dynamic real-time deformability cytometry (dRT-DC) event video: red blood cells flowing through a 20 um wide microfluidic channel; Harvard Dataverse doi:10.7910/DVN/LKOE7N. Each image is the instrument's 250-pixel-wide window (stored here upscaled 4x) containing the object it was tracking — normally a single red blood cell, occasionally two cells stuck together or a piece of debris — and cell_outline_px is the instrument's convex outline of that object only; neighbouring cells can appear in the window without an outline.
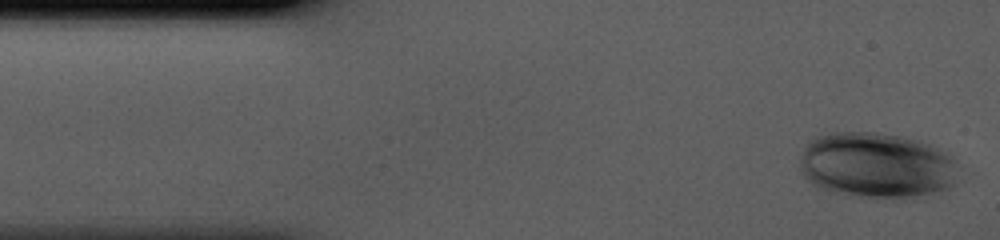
{"species": "human", "species_latin": "Homo sapiens", "temperature_condition": "cold", "stored_images_in_passage": 36, "camera_frame_rate_fps": 3000, "um_per_image_px": 0.085, "donor": {"sex": "male"}, "frame": {"image": 1, "passage_image": 1, "time_ms": 0.0, "image_size_px": [1000, 240], "cell_outline_px": [[952, 184], [948, 188], [932, 192], [896, 200], [848, 196], [816, 188], [800, 172], [800, 156], [804, 144], [816, 136], [832, 132], [876, 132], [900, 136], [916, 140], [928, 144], [936, 148], [948, 156], [952, 160]], "centroid_in_image_um": [74.34, 14.07], "position_along_channel_um": 10.7, "area_um2": 60.57}}
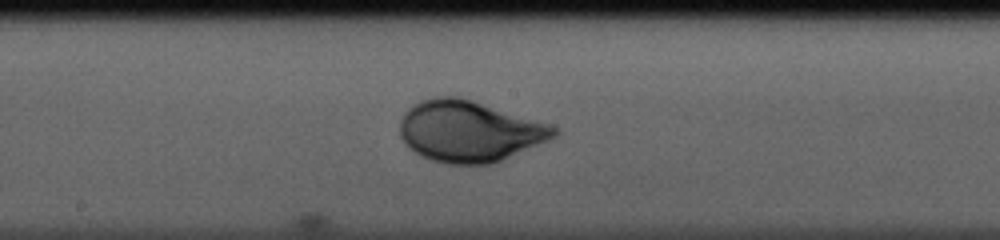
{"frame": {"image": 2, "passage_image": 21, "time_ms": 6.667, "image_size_px": [1000, 240], "cell_outline_px": [[560, 132], [556, 136], [548, 140], [492, 164], [448, 164], [432, 160], [420, 156], [408, 148], [400, 136], [400, 120], [404, 112], [408, 108], [420, 100], [436, 96], [456, 96], [472, 100], [548, 124], [560, 128]], "centroid_in_image_um": [39.85, 11.16], "position_along_channel_um": 208.4, "area_um2": 54.79}}
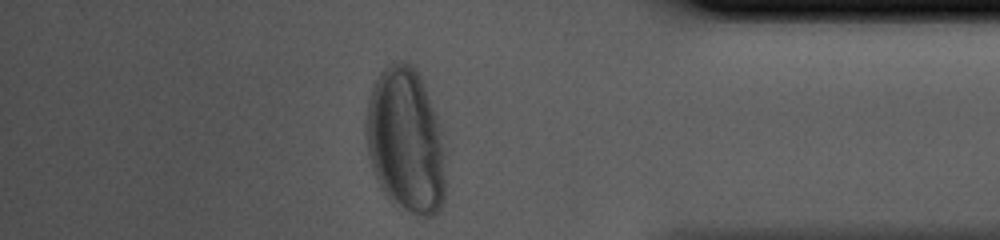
{"frame": {"image": 3, "passage_image": 36, "time_ms": 11.667, "image_size_px": [1000, 240], "cell_outline_px": [[444, 204], [440, 212], [432, 216], [420, 216], [396, 208], [392, 204], [384, 192], [372, 168], [368, 152], [364, 124], [368, 100], [372, 88], [380, 72], [388, 64], [412, 64], [416, 68], [420, 76], [436, 116], [440, 128], [444, 148]], "centroid_in_image_um": [34.48, 12.02], "position_along_channel_um": 400.7, "area_um2": 67.28}}